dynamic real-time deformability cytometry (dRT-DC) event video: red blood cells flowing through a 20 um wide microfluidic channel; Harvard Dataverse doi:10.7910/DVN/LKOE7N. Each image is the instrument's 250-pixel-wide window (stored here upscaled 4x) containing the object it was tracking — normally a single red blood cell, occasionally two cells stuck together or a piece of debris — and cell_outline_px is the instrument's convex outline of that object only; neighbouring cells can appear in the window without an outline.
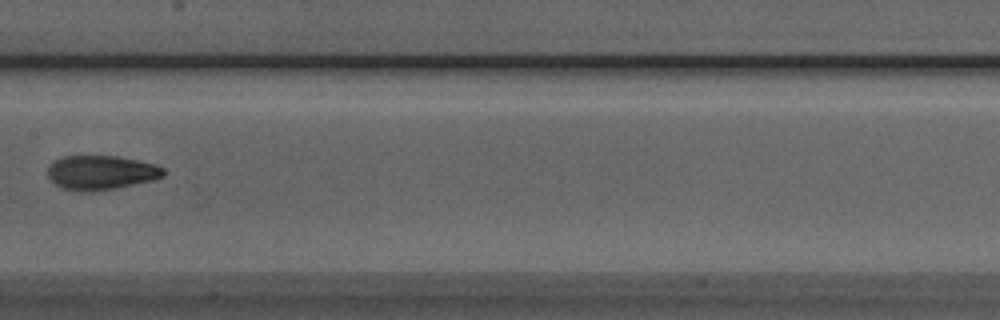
{"species": "Egyptian fruit bat (a non-hibernating species)", "species_latin": "Rousettus aegyptiacus", "temperature_condition": "room temperature", "stored_images_in_passage": 9, "camera_frame_rate_fps": 3000, "um_per_image_px": 0.085, "animal": {"sex": "male"}, "frame": {"image": 1, "passage_image": 8, "time_ms": 2.333, "image_size_px": [1000, 320], "cell_outline_px": [[164, 176], [156, 180], [116, 188], [84, 192], [76, 192], [60, 188], [48, 176], [48, 164], [64, 156], [116, 156], [156, 164], [164, 168]], "centroid_in_image_um": [8.59, 14.68], "position_along_channel_um": 198.8, "area_um2": 23.29}}
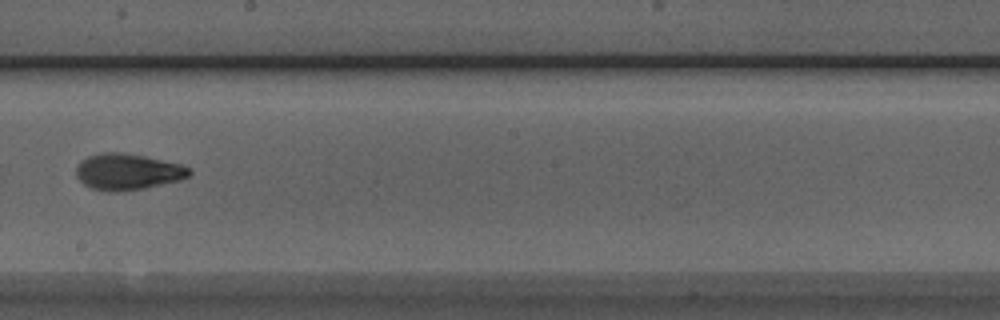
{"frame": {"image": 2, "passage_image": 9, "time_ms": 2.667, "image_size_px": [1000, 320], "cell_outline_px": [[192, 172], [188, 176], [180, 180], [144, 188], [116, 192], [108, 192], [92, 188], [84, 184], [76, 176], [76, 168], [80, 160], [88, 156], [100, 152], [120, 152], [144, 156], [184, 164], [192, 168]], "centroid_in_image_um": [10.86, 14.59], "position_along_channel_um": 237.3, "area_um2": 24.1}}